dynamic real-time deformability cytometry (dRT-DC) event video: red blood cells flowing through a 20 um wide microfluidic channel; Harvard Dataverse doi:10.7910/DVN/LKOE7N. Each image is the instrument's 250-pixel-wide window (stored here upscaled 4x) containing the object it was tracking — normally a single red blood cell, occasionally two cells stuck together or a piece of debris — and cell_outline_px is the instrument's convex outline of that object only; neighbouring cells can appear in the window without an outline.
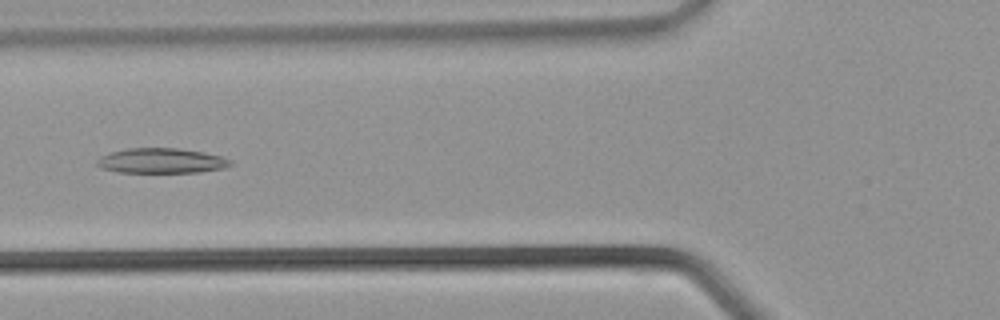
{"species": "common noctule bat (a hibernating species)", "species_latin": "Nyctalus noctula", "temperature_condition": "warm", "stored_images_in_passage": 36, "camera_frame_rate_fps": 3000, "um_per_image_px": 0.085, "animal": {"sex": "male", "body_mass_g": 21.5, "forearm_length_mm": 52.0}, "frame": {"image": 1, "passage_image": 14, "time_ms": 4.333, "image_size_px": [1000, 320], "cell_outline_px": [[232, 164], [224, 168], [200, 172], [116, 172], [100, 168], [96, 164], [96, 160], [100, 156], [112, 152], [128, 148], [176, 148], [204, 152], [220, 156], [232, 160]], "centroid_in_image_um": [13.7, 13.66], "position_along_channel_um": 112.1, "area_um2": 19.48}}
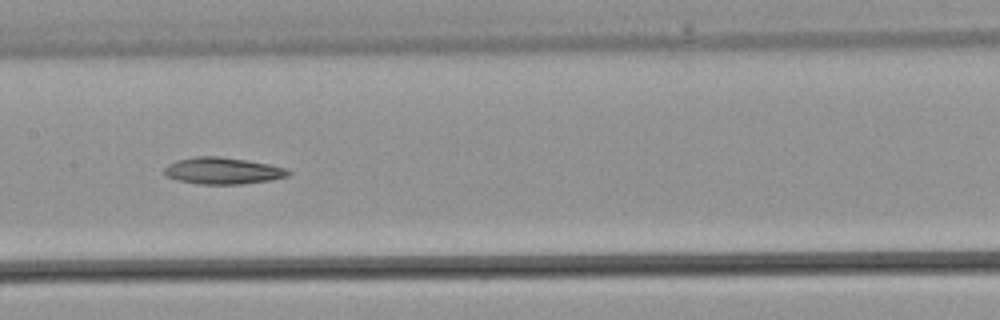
{"frame": {"image": 2, "passage_image": 18, "time_ms": 5.667, "image_size_px": [1000, 320], "cell_outline_px": [[292, 172], [288, 176], [272, 180], [240, 184], [200, 184], [180, 180], [168, 176], [164, 172], [164, 168], [168, 164], [176, 160], [196, 156], [216, 156], [244, 160], [268, 164], [284, 168]], "centroid_in_image_um": [18.94, 14.51], "position_along_channel_um": 188.5, "area_um2": 19.02}}
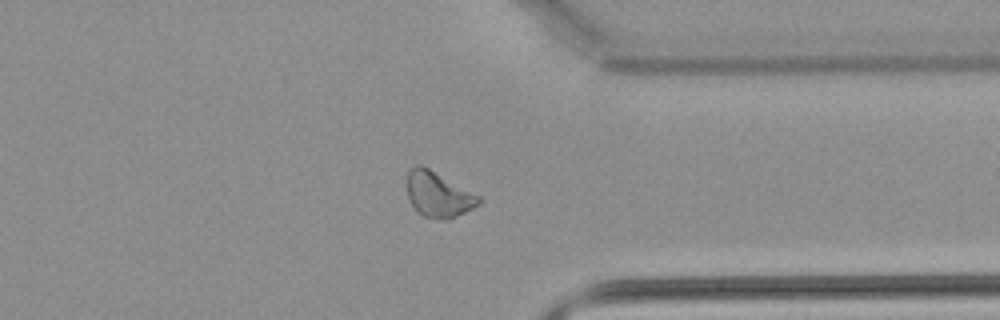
{"frame": {"image": 3, "passage_image": 28, "time_ms": 9.0, "image_size_px": [1000, 320], "cell_outline_px": [[484, 200], [480, 204], [448, 220], [424, 216], [408, 200], [408, 172], [416, 164], [420, 164], [428, 168], [480, 196]], "centroid_in_image_um": [37.28, 16.53], "position_along_channel_um": 374.1, "area_um2": 18.55}}